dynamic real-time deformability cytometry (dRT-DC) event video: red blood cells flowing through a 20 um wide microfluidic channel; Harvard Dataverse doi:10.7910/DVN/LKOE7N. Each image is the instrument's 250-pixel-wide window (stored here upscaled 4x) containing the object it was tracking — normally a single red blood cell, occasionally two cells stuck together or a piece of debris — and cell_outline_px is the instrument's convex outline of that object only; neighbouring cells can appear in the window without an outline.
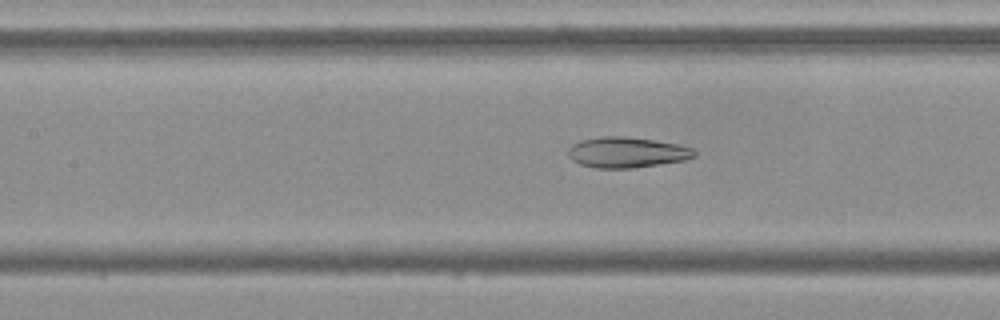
{"species": "Egyptian fruit bat (a non-hibernating species)", "species_latin": "Rousettus aegyptiacus", "temperature_condition": "cold", "stored_images_in_passage": 54, "camera_frame_rate_fps": 3000, "um_per_image_px": 0.085, "frame": {"image": 1, "passage_image": 24, "time_ms": 7.667, "image_size_px": [1000, 320], "cell_outline_px": [[696, 156], [684, 160], [632, 168], [596, 168], [580, 164], [572, 160], [568, 156], [568, 148], [572, 144], [580, 140], [600, 136], [624, 136], [680, 144], [692, 148], [696, 152]], "centroid_in_image_um": [53.25, 12.94], "position_along_channel_um": 154.1, "area_um2": 22.54}}
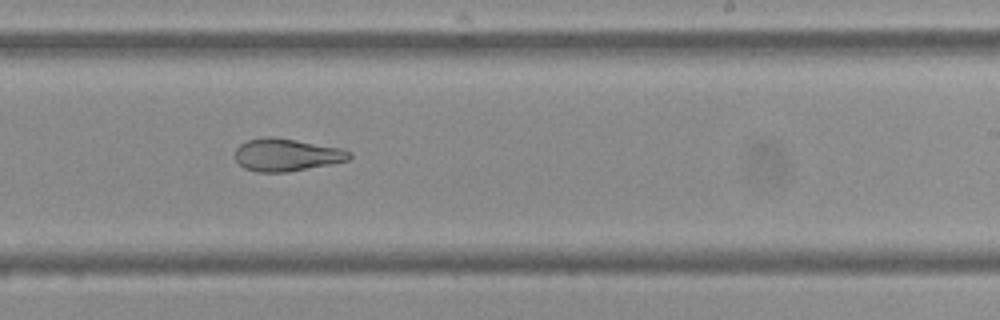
{"frame": {"image": 2, "passage_image": 33, "time_ms": 10.667, "image_size_px": [1000, 320], "cell_outline_px": [[352, 156], [348, 160], [288, 172], [256, 172], [244, 168], [236, 160], [236, 148], [240, 144], [248, 140], [268, 136], [272, 136], [296, 140], [340, 148], [352, 152]], "centroid_in_image_um": [24.34, 13.16], "position_along_channel_um": 264.7, "area_um2": 21.5}}
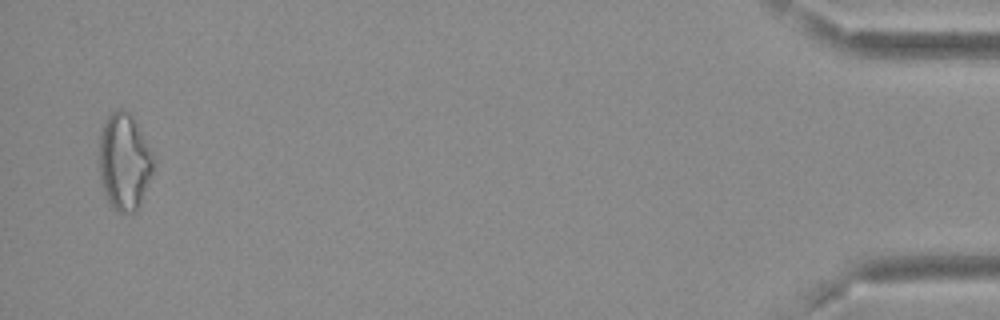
{"frame": {"image": 3, "passage_image": 53, "time_ms": 17.333, "image_size_px": [1000, 320], "cell_outline_px": [[152, 172], [140, 204], [136, 212], [120, 212], [108, 200], [104, 192], [100, 176], [100, 136], [104, 124], [108, 116], [112, 112], [120, 108], [124, 108], [132, 116], [148, 148], [152, 160]], "centroid_in_image_um": [10.54, 13.75], "position_along_channel_um": 424.7, "area_um2": 29.48}, "authors_computed_cell_mechanics": {"area_um2": 25.9233, "velocity_mm_per_s": 3.6934, "shape_relaxation_time_tau1_ms": null, "shape_relaxation_time_tau2_ms": 2.3215, "deformation_change_tau1": null, "deformation_change_tau2": 0.098}}